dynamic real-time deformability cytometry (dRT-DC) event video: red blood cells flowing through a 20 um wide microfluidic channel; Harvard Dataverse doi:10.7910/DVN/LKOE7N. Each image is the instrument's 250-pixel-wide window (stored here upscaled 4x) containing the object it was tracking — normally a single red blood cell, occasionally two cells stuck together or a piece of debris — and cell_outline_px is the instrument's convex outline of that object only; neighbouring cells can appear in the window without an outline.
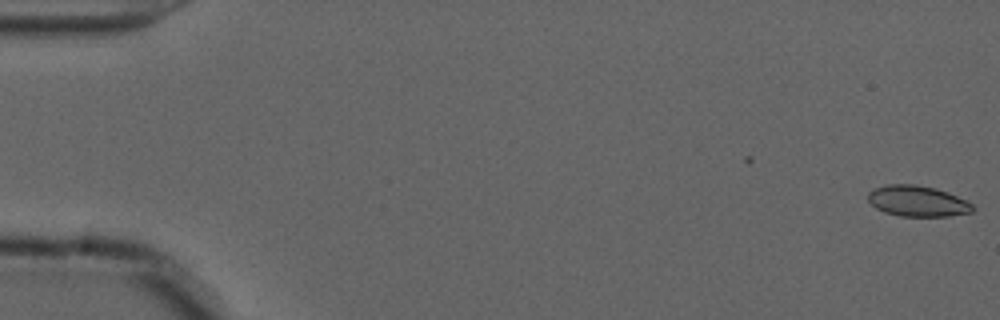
{"species": "common noctule bat (a hibernating species)", "species_latin": "Nyctalus noctula", "temperature_condition": "cold", "stored_images_in_passage": 2, "camera_frame_rate_fps": 3000, "um_per_image_px": 0.085, "animal": {"sex": "male", "forearm_length_mm": 52.5}, "frame": {"image": 1, "passage_image": 2, "time_ms": 0.333, "image_size_px": [1000, 320], "cell_outline_px": [[976, 208], [972, 212], [948, 216], [900, 216], [884, 212], [876, 208], [868, 200], [868, 192], [872, 188], [888, 184], [916, 184], [936, 188], [948, 192], [968, 200]], "centroid_in_image_um": [78.0, 17.08], "position_along_channel_um": 7.0, "area_um2": 19.07}}